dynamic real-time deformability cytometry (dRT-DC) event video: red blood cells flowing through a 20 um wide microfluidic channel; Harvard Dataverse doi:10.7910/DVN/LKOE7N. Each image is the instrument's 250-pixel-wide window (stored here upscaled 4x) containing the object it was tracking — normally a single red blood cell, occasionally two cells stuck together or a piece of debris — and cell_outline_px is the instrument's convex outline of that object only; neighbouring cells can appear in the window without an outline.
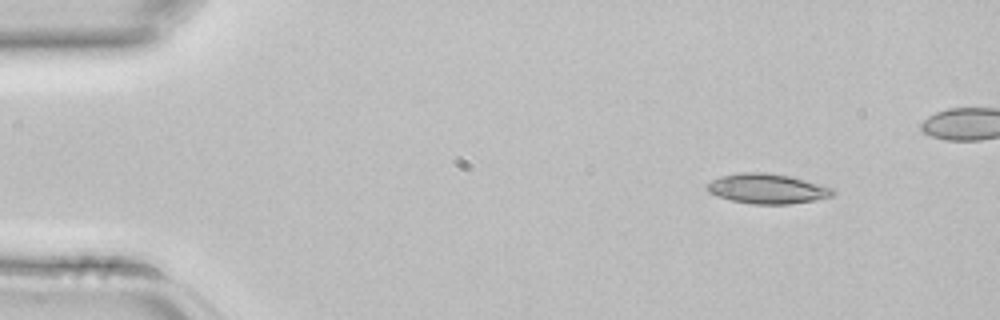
{"species": "common noctule bat (a hibernating species)", "species_latin": "Nyctalus noctula", "temperature_condition": "room temperature", "stored_images_in_passage": 4, "camera_frame_rate_fps": 3000, "um_per_image_px": 0.085, "animal": {"sex": "female", "body_mass_g": 22.7, "forearm_length_mm": 54.2}, "frame": {"image": 1, "passage_image": 1, "time_ms": 0.0, "image_size_px": [1000, 320], "cell_outline_px": [[836, 192], [832, 196], [816, 200], [788, 204], [752, 204], [732, 200], [716, 196], [708, 192], [704, 188], [712, 180], [720, 176], [740, 172], [764, 172], [788, 176], [820, 184], [832, 188]], "centroid_in_image_um": [65.18, 16.04], "position_along_channel_um": 19.8, "area_um2": 21.91}}